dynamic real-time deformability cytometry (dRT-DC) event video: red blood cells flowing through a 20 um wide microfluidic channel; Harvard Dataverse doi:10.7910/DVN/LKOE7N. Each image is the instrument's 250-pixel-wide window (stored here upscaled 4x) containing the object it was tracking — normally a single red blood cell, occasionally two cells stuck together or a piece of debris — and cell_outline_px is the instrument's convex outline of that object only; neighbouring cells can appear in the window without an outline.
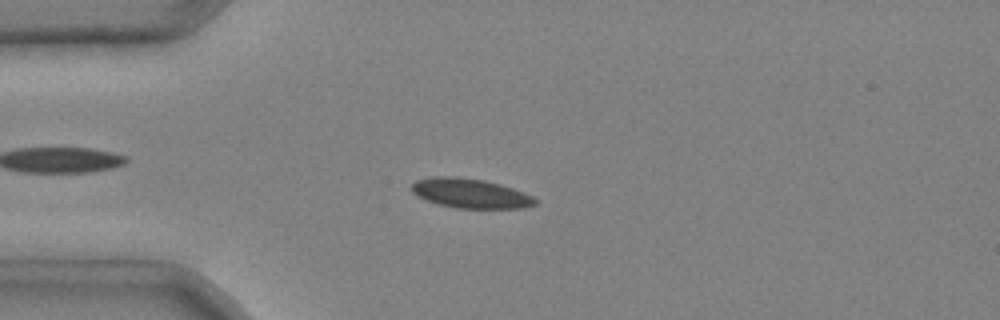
{"species": "common noctule bat (a hibernating species)", "species_latin": "Nyctalus noctula", "temperature_condition": "cold", "stored_images_in_passage": 6, "camera_frame_rate_fps": 3000, "um_per_image_px": 0.085, "animal": {"sex": "male", "body_mass_g": 20.4}, "frame": {"image": 1, "passage_image": 4, "time_ms": 1.0, "image_size_px": [1000, 320], "cell_outline_px": [[536, 204], [520, 208], [456, 208], [440, 204], [416, 196], [412, 192], [412, 184], [416, 180], [432, 176], [456, 176], [484, 180], [500, 184], [524, 192], [532, 196], [536, 200]], "centroid_in_image_um": [39.96, 16.42], "position_along_channel_um": 45.0, "area_um2": 21.15}}